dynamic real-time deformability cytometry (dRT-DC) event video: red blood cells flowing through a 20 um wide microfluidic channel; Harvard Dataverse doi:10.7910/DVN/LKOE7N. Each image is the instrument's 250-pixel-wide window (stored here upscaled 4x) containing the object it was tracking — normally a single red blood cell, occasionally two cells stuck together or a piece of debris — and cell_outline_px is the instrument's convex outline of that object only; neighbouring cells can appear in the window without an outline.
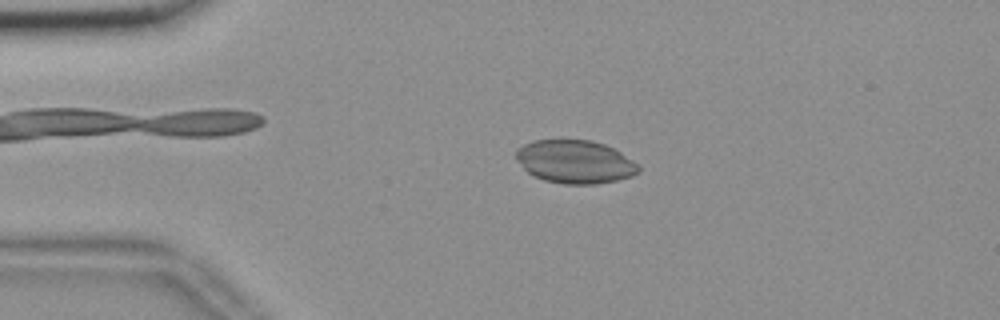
{"species": "common noctule bat (a hibernating species)", "species_latin": "Nyctalus noctula", "temperature_condition": "room temperature", "stored_images_in_passage": 55, "camera_frame_rate_fps": 3000, "um_per_image_px": 0.085, "animal": {"sex": "female", "body_mass_g": 18.4}, "frame": {"image": 1, "passage_image": 12, "time_ms": 3.667, "image_size_px": [1000, 320], "cell_outline_px": [[640, 172], [632, 176], [616, 180], [596, 184], [564, 184], [544, 180], [532, 176], [516, 160], [516, 148], [532, 140], [560, 136], [592, 140], [604, 144], [620, 152], [632, 160], [640, 168]], "centroid_in_image_um": [48.82, 13.7], "position_along_channel_um": 36.2, "area_um2": 31.73}}
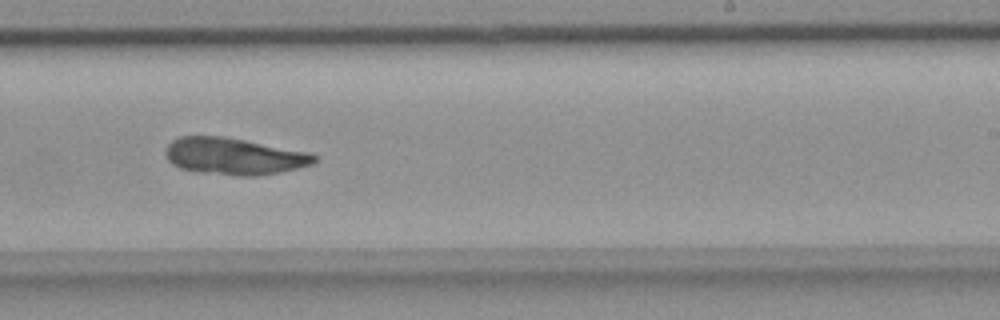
{"frame": {"image": 2, "passage_image": 34, "time_ms": 11.0, "image_size_px": [1000, 320], "cell_outline_px": [[316, 160], [312, 164], [280, 172], [256, 176], [240, 176], [200, 172], [180, 168], [172, 164], [168, 160], [164, 152], [168, 144], [172, 140], [180, 136], [224, 136], [308, 152], [316, 156]], "centroid_in_image_um": [19.85, 13.28], "position_along_channel_um": 269.1, "area_um2": 31.79}}
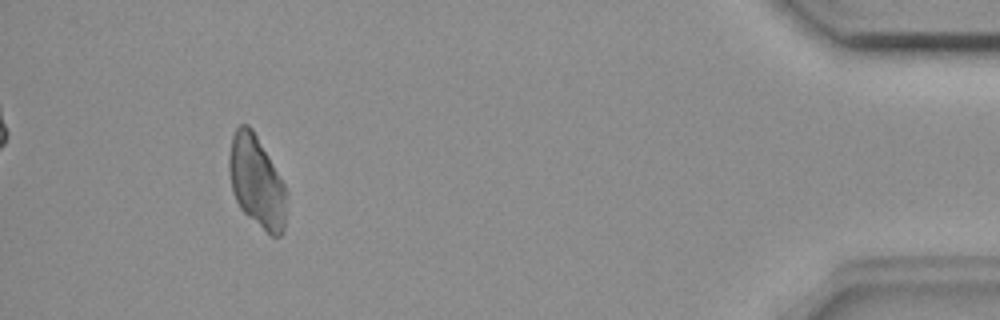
{"frame": {"image": 3, "passage_image": 51, "time_ms": 16.667, "image_size_px": [1000, 320], "cell_outline_px": [[288, 192], [284, 232], [280, 236], [272, 236], [248, 216], [240, 208], [232, 192], [228, 172], [228, 156], [232, 136], [236, 128], [240, 124], [248, 124], [252, 128], [284, 184]], "centroid_in_image_um": [21.81, 15.45], "position_along_channel_um": 413.4, "area_um2": 30.81}}